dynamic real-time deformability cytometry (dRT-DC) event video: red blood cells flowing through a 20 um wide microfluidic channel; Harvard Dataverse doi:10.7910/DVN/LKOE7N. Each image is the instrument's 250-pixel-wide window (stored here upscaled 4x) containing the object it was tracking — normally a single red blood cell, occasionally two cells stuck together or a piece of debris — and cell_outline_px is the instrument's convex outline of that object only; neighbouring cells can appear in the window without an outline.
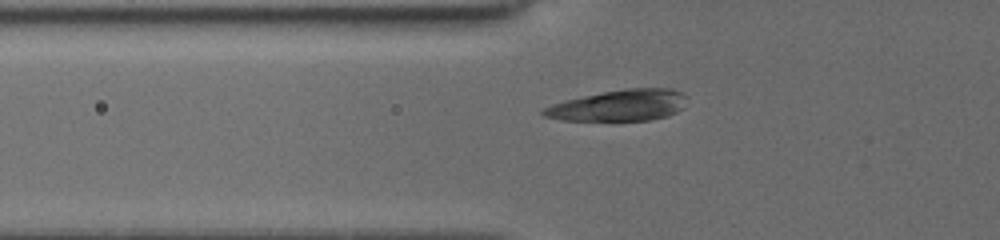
{"species": "common noctule bat (a hibernating species)", "species_latin": "Nyctalus noctula", "temperature_condition": "cold", "stored_images_in_passage": 32, "camera_frame_rate_fps": 3000, "um_per_image_px": 0.085, "animal": {"sex": "female", "body_mass_g": 19.5, "forearm_length_mm": 54.1}, "frame": {"image": 1, "passage_image": 3, "time_ms": 0.333, "image_size_px": [1000, 240], "cell_outline_px": [[688, 96], [684, 108], [668, 116], [648, 120], [560, 120], [544, 116], [540, 112], [540, 108], [564, 100], [624, 88], [672, 88], [684, 92]], "centroid_in_image_um": [52.66, 8.95], "position_along_channel_um": 73.1, "area_um2": 26.36}}
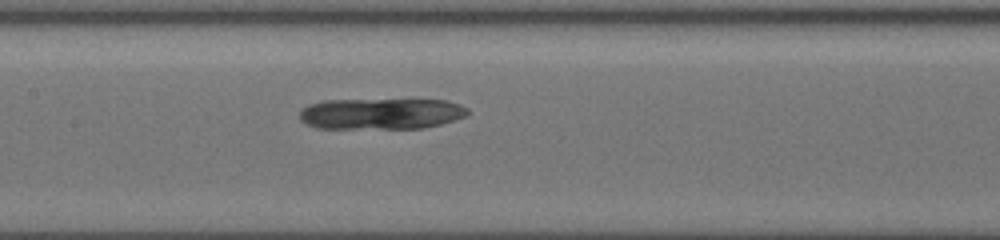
{"frame": {"image": 2, "passage_image": 12, "time_ms": 3.0, "image_size_px": [1000, 240], "cell_outline_px": [[468, 116], [440, 124], [424, 128], [316, 128], [304, 124], [300, 120], [300, 108], [308, 104], [324, 100], [448, 100], [460, 104], [468, 108]], "centroid_in_image_um": [32.37, 9.66], "position_along_channel_um": 175.0, "area_um2": 30.69}}
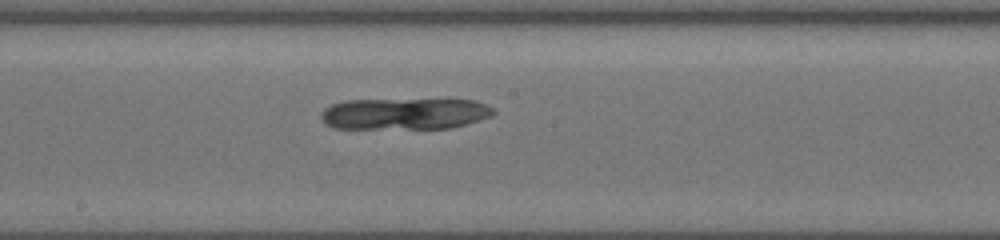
{"frame": {"image": 3, "passage_image": 15, "time_ms": 4.0, "image_size_px": [1000, 240], "cell_outline_px": [[496, 112], [492, 116], [452, 128], [332, 128], [324, 124], [320, 116], [320, 112], [324, 108], [332, 104], [344, 100], [444, 96], [448, 96], [476, 100], [492, 108]], "centroid_in_image_um": [34.44, 9.59], "position_along_channel_um": 213.8, "area_um2": 33.52}}